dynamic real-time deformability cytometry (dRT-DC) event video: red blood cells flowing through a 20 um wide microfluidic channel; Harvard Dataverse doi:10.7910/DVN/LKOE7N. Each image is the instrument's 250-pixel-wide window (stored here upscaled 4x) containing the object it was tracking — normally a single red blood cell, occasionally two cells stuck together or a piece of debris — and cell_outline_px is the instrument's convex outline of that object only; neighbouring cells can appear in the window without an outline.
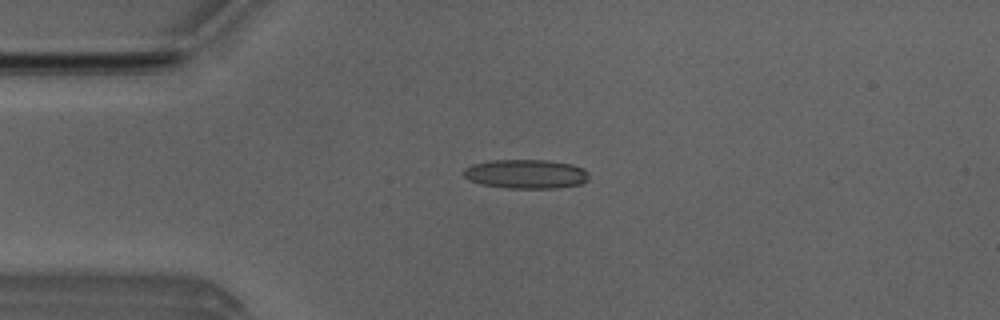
{"species": "Egyptian fruit bat (a non-hibernating species)", "species_latin": "Rousettus aegyptiacus", "temperature_condition": "room temperature", "stored_images_in_passage": 51, "camera_frame_rate_fps": 3000, "um_per_image_px": 0.085, "animal": {"sex": "male"}, "frame": {"image": 1, "passage_image": 12, "time_ms": 3.667, "image_size_px": [1000, 320], "cell_outline_px": [[588, 180], [580, 184], [556, 188], [508, 188], [480, 184], [464, 176], [464, 168], [472, 164], [488, 160], [548, 160], [572, 164], [584, 168], [588, 172]], "centroid_in_image_um": [44.72, 14.78], "position_along_channel_um": 40.3, "area_um2": 21.33}}
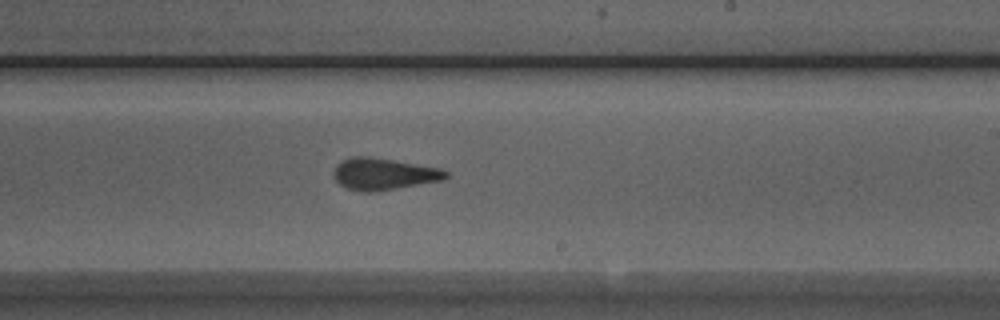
{"frame": {"image": 2, "passage_image": 30, "time_ms": 9.667, "image_size_px": [1000, 320], "cell_outline_px": [[448, 176], [444, 180], [376, 192], [360, 192], [348, 188], [340, 184], [332, 176], [332, 172], [336, 164], [348, 156], [368, 156], [440, 168], [448, 172]], "centroid_in_image_um": [32.57, 14.79], "position_along_channel_um": 256.4, "area_um2": 20.98}}
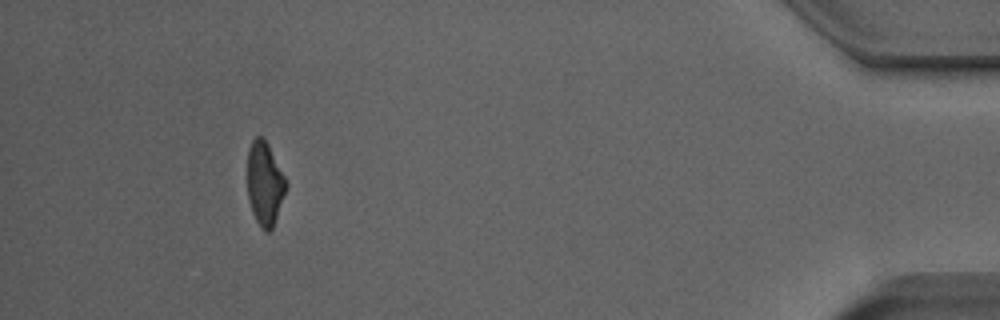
{"frame": {"image": 3, "passage_image": 47, "time_ms": 15.333, "image_size_px": [1000, 320], "cell_outline_px": [[288, 188], [272, 228], [268, 232], [264, 232], [260, 228], [252, 212], [248, 200], [248, 148], [252, 140], [256, 136], [264, 136], [288, 184]], "centroid_in_image_um": [22.5, 15.61], "position_along_channel_um": 412.7, "area_um2": 18.96}, "authors_computed_cell_mechanics": {"area_um2": 20.4034, "velocity_mm_per_s": 3.9829, "shape_relaxation_time_tau1_ms": 4.3706, "shape_relaxation_time_tau2_ms": 1.7511, "deformation_change_tau1": 0.1734, "deformation_change_tau2": 0.1197}}